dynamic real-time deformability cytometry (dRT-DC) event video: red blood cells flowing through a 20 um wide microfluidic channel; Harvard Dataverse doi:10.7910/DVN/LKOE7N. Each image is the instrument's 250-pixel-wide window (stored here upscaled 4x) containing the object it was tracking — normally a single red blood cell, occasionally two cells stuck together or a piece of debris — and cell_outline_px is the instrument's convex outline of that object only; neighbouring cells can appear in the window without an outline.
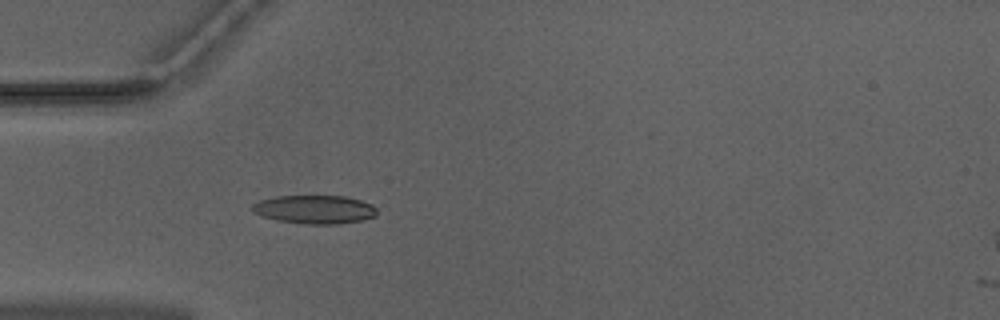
{"species": "Egyptian fruit bat (a non-hibernating species)", "species_latin": "Rousettus aegyptiacus", "temperature_condition": "warm", "stored_images_in_passage": 17, "camera_frame_rate_fps": 3000, "um_per_image_px": 0.085, "animal": {"sex": "male"}, "frame": {"image": 1, "passage_image": 16, "time_ms": 5.0, "image_size_px": [1000, 320], "cell_outline_px": [[376, 216], [364, 220], [340, 224], [304, 224], [276, 220], [260, 216], [252, 212], [252, 204], [260, 200], [276, 196], [344, 196], [360, 200], [372, 204], [376, 208]], "centroid_in_image_um": [26.74, 17.81], "position_along_channel_um": 58.3, "area_um2": 20.92}}